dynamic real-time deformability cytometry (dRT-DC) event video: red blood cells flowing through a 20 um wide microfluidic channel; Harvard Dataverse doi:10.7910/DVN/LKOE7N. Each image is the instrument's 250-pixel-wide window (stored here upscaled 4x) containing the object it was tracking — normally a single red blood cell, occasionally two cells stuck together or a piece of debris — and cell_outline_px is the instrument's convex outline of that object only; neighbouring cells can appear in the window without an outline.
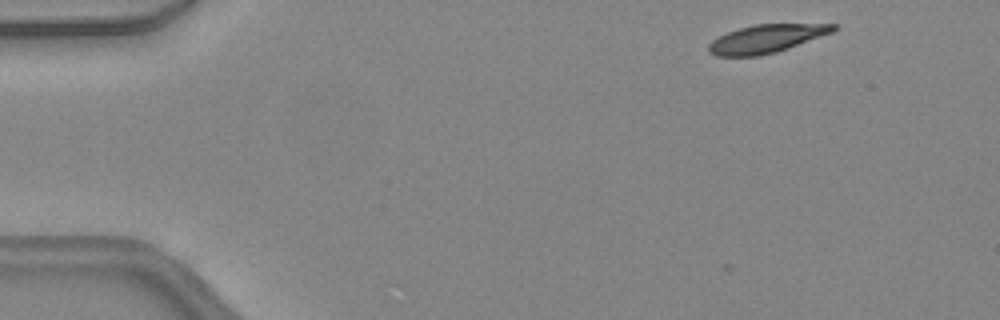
{"species": "common noctule bat (a hibernating species)", "species_latin": "Nyctalus noctula", "temperature_condition": "warm", "stored_images_in_passage": 6, "camera_frame_rate_fps": 3000, "um_per_image_px": 0.085, "animal": {"sex": "female", "body_mass_g": 24.6, "forearm_length_mm": 56.2}, "frame": {"image": 1, "passage_image": 2, "time_ms": 0.333, "image_size_px": [1000, 320], "cell_outline_px": [[836, 28], [832, 32], [788, 48], [776, 52], [760, 56], [716, 56], [708, 52], [708, 44], [712, 40], [728, 32], [740, 28], [756, 24], [836, 24]], "centroid_in_image_um": [65.1, 3.3], "position_along_channel_um": 19.9, "area_um2": 20.23}}